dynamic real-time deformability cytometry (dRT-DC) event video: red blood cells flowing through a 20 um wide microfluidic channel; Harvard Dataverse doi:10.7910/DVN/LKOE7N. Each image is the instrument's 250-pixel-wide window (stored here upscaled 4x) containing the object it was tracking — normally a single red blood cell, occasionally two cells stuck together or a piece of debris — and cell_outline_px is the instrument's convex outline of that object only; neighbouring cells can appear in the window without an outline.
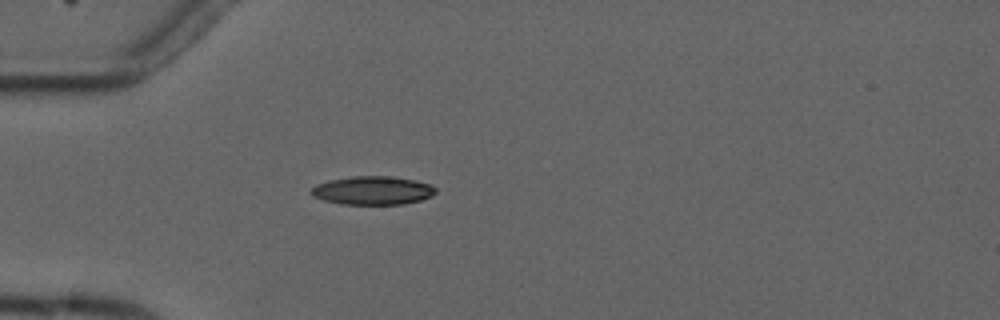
{"species": "common noctule bat (a hibernating species)", "species_latin": "Nyctalus noctula", "temperature_condition": "cold", "stored_images_in_passage": 3, "camera_frame_rate_fps": 3000, "um_per_image_px": 0.085, "animal": {"sex": "male", "forearm_length_mm": 52.5}, "frame": {"image": 1, "passage_image": 3, "time_ms": 3.333, "image_size_px": [1000, 320], "cell_outline_px": [[436, 192], [432, 196], [420, 200], [404, 204], [340, 204], [324, 200], [312, 196], [308, 192], [316, 184], [328, 180], [352, 176], [392, 176], [416, 180], [432, 184], [436, 188]], "centroid_in_image_um": [31.68, 16.18], "position_along_channel_um": 53.3, "area_um2": 20.92}}